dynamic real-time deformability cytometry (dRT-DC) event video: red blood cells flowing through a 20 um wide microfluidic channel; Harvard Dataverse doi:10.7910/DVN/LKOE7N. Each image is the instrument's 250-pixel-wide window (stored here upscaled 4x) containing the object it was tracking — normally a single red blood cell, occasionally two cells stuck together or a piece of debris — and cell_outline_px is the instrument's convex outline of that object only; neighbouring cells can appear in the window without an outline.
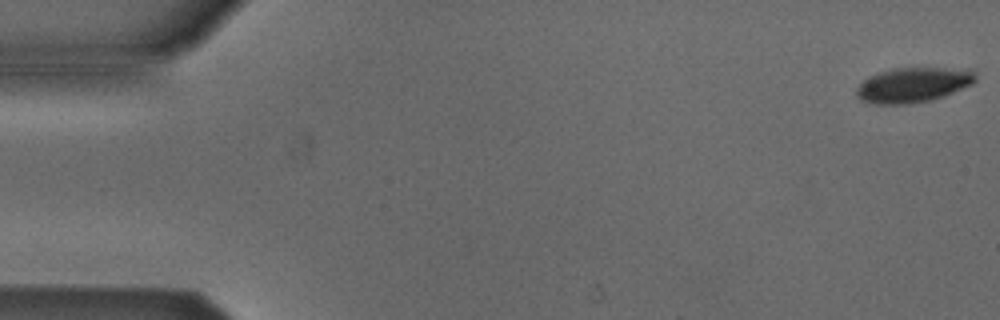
{"species": "Egyptian fruit bat (a non-hibernating species)", "species_latin": "Rousettus aegyptiacus", "temperature_condition": "cold", "stored_images_in_passage": 5, "camera_frame_rate_fps": 3000, "um_per_image_px": 0.085, "animal": {"sex": "male"}, "frame": {"image": 1, "passage_image": 1, "time_ms": 0.0, "image_size_px": [1000, 320], "cell_outline_px": [[976, 80], [972, 84], [944, 96], [932, 100], [908, 104], [876, 104], [860, 100], [856, 96], [856, 88], [868, 76], [892, 68], [968, 68], [976, 72]], "centroid_in_image_um": [77.63, 7.21], "position_along_channel_um": 7.4, "area_um2": 24.45}}
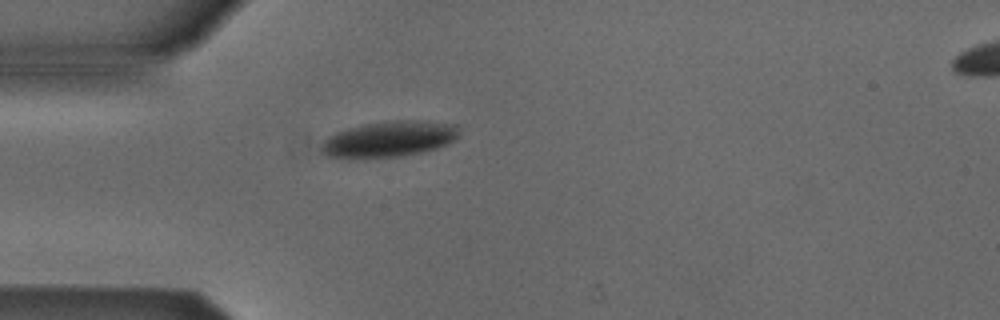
{"frame": {"image": 2, "passage_image": 5, "time_ms": 4.667, "image_size_px": [1000, 320], "cell_outline_px": [[460, 136], [448, 144], [436, 148], [404, 156], [328, 156], [320, 152], [320, 148], [324, 140], [328, 136], [336, 132], [348, 128], [364, 124], [388, 120], [428, 120], [456, 124], [460, 128]], "centroid_in_image_um": [33.17, 11.77], "position_along_channel_um": 51.8, "area_um2": 28.61}}